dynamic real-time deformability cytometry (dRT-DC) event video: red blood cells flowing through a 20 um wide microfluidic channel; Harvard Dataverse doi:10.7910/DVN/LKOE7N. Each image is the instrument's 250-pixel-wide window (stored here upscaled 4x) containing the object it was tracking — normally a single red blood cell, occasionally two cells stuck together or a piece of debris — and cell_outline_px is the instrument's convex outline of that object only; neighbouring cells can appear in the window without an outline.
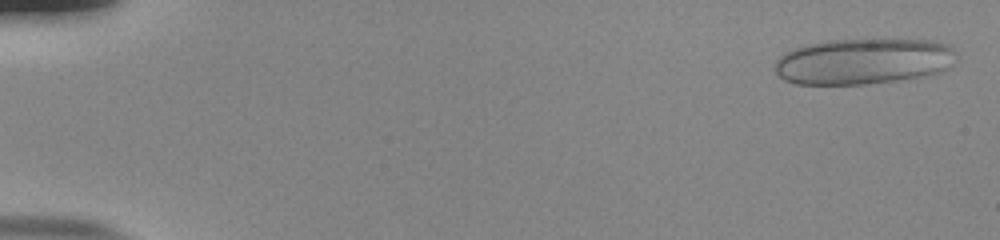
{"species": "human", "species_latin": "Homo sapiens", "temperature_condition": "room temperature", "stored_images_in_passage": 54, "camera_frame_rate_fps": 3000, "um_per_image_px": 0.085, "donor": {"sex": "male"}, "frame": {"image": 1, "passage_image": 2, "time_ms": 0.333, "image_size_px": [1000, 240], "cell_outline_px": [[956, 52], [952, 64], [948, 68], [940, 72], [924, 76], [896, 80], [864, 84], [796, 84], [784, 80], [776, 72], [776, 60], [784, 52], [808, 44], [828, 40], [936, 40], [952, 44]], "centroid_in_image_um": [73.43, 5.21], "position_along_channel_um": 11.6, "area_um2": 48.61}}
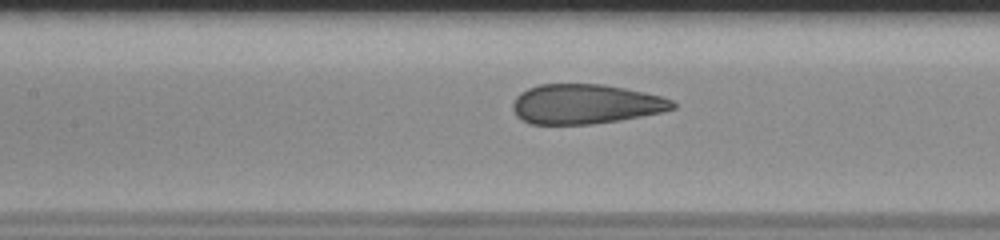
{"frame": {"image": 2, "passage_image": 26, "time_ms": 8.333, "image_size_px": [1000, 240], "cell_outline_px": [[676, 108], [660, 112], [620, 120], [592, 124], [528, 124], [516, 116], [512, 108], [512, 104], [516, 96], [520, 92], [528, 88], [540, 84], [604, 84], [644, 92], [660, 96], [672, 100], [676, 104]], "centroid_in_image_um": [49.73, 8.84], "position_along_channel_um": 157.7, "area_um2": 37.05}}
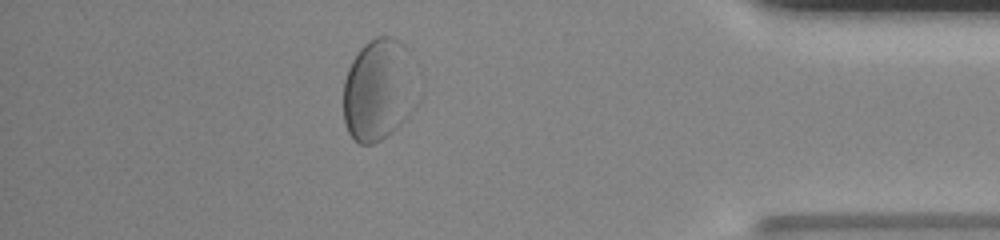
{"frame": {"image": 3, "passage_image": 48, "time_ms": 15.667, "image_size_px": [1000, 240], "cell_outline_px": [[424, 88], [420, 100], [416, 108], [396, 128], [380, 140], [372, 144], [360, 144], [348, 132], [344, 124], [344, 80], [348, 68], [352, 60], [360, 48], [368, 40], [376, 36], [392, 36], [400, 40], [412, 52], [424, 80]], "centroid_in_image_um": [32.36, 7.56], "position_along_channel_um": 402.8, "area_um2": 46.7}, "authors_computed_cell_mechanics": {"area_um2": 40.749, "velocity_mm_per_s": 3.7881, "shape_relaxation_time_tau1_ms": 5.5193, "shape_relaxation_time_tau2_ms": null, "deformation_change_tau1": 0.1679, "deformation_change_tau2": null}}